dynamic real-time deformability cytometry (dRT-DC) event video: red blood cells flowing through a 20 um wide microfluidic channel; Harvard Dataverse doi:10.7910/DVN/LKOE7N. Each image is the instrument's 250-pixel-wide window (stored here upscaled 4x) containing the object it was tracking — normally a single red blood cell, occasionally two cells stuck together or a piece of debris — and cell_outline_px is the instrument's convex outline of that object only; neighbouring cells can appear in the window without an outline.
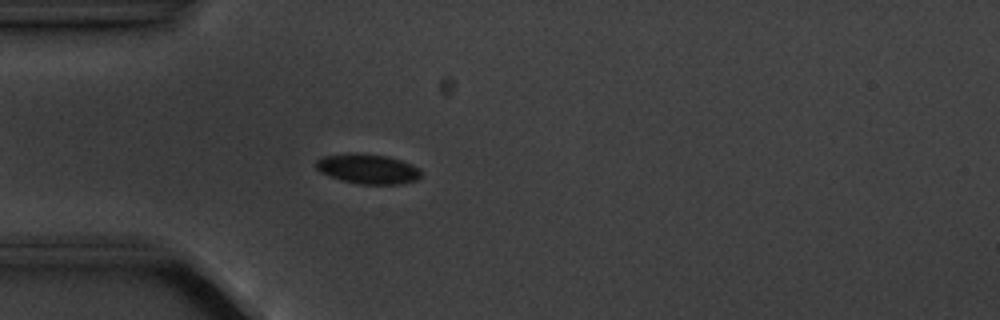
{"species": "common noctule bat (a hibernating species)", "species_latin": "Nyctalus noctula", "temperature_condition": "cold", "stored_images_in_passage": 4, "camera_frame_rate_fps": 3000, "um_per_image_px": 0.085, "animal": {"sex": "male", "body_mass_g": 20.1, "forearm_length_mm": 53.5}, "frame": {"image": 1, "passage_image": 4, "time_ms": 3.333, "image_size_px": [1000, 320], "cell_outline_px": [[420, 176], [416, 180], [400, 184], [360, 184], [340, 180], [320, 172], [316, 168], [316, 160], [324, 156], [348, 152], [356, 152], [388, 156], [400, 160], [420, 168]], "centroid_in_image_um": [31.23, 14.34], "position_along_channel_um": 53.8, "area_um2": 18.38}}